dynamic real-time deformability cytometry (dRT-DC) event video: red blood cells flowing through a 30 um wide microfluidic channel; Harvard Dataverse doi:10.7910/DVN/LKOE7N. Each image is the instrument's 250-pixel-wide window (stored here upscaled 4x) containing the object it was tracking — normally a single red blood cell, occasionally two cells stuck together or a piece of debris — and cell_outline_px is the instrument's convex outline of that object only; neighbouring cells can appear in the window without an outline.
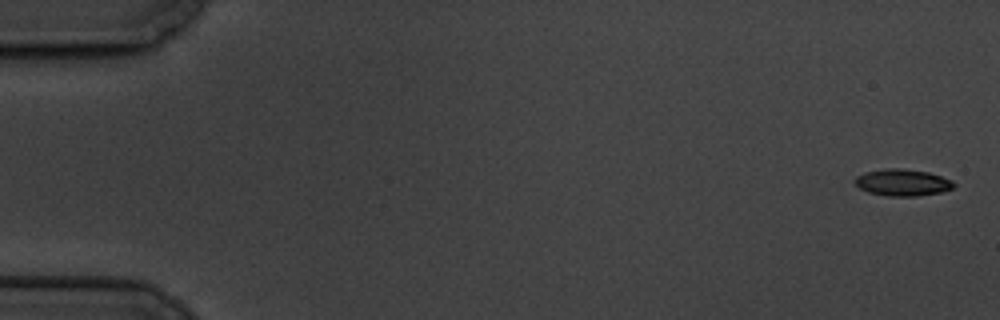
{"species": "common noctule bat (a hibernating species)", "species_latin": "Nyctalus noctula", "temperature_condition": "cold", "stored_images_in_passage": 5, "segment_of_instrument_passage": [2, 2], "camera_frame_rate_fps": 3000, "um_per_image_px": 0.085, "animal": {"sex": "male", "body_mass_g": 19.5, "forearm_length_mm": 54.6}, "frame": {"image": 1, "passage_image": 5, "time_ms": 4.667, "image_size_px": [1000, 320], "cell_outline_px": [[956, 184], [952, 188], [940, 192], [916, 196], [888, 196], [868, 192], [860, 188], [856, 184], [856, 176], [864, 172], [884, 168], [900, 168], [928, 172], [952, 180]], "centroid_in_image_um": [76.71, 15.5], "position_along_channel_um": 8.3, "area_um2": 15.32}}